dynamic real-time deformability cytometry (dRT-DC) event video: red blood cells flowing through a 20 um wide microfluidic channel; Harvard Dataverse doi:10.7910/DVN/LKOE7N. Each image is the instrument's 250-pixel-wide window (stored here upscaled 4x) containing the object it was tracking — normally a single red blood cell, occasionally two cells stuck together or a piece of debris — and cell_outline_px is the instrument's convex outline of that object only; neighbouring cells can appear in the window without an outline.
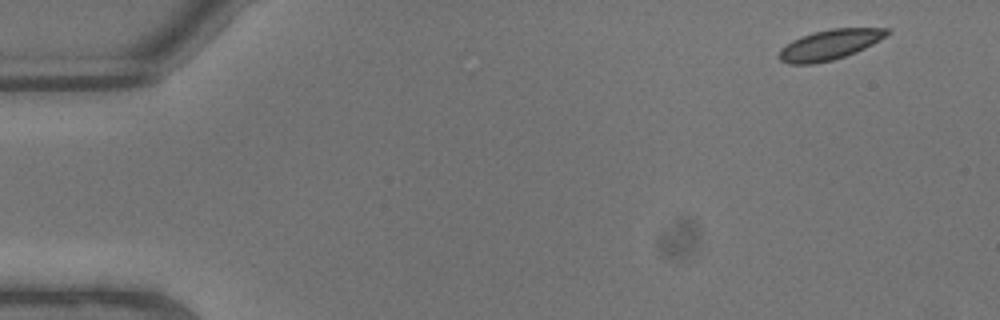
{"species": "common noctule bat (a hibernating species)", "species_latin": "Nyctalus noctula", "temperature_condition": "warm", "stored_images_in_passage": 6, "camera_frame_rate_fps": 3000, "um_per_image_px": 0.085, "animal": {"sex": "male", "body_mass_g": 13.3}, "frame": {"image": 1, "passage_image": 1, "time_ms": 0.0, "image_size_px": [1000, 320], "cell_outline_px": [[892, 32], [880, 40], [856, 52], [832, 60], [816, 64], [788, 64], [780, 60], [780, 48], [792, 40], [816, 32], [832, 28], [888, 28]], "centroid_in_image_um": [70.54, 3.8], "position_along_channel_um": 14.5, "area_um2": 18.79}}